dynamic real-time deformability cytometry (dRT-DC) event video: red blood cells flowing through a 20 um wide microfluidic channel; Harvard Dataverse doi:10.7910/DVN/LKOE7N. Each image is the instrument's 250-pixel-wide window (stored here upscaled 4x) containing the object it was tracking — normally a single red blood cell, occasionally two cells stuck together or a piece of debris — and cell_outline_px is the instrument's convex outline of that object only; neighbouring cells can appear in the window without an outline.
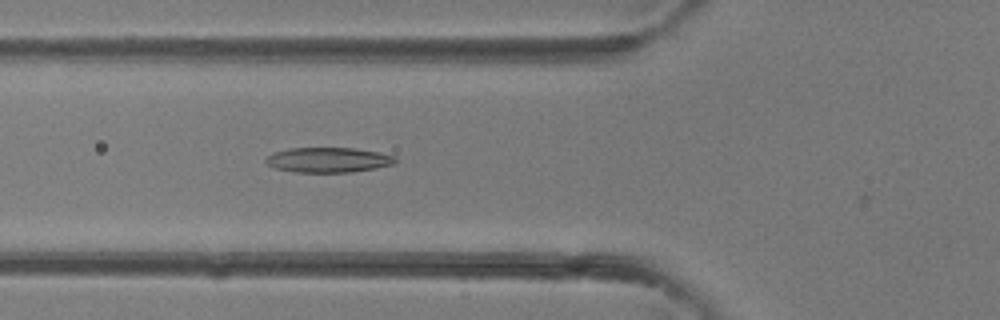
{"species": "common noctule bat (a hibernating species)", "species_latin": "Nyctalus noctula", "temperature_condition": "room temperature", "stored_images_in_passage": 8, "camera_frame_rate_fps": 3000, "um_per_image_px": 0.085, "animal": {"sex": "female"}, "frame": {"image": 1, "passage_image": 7, "time_ms": 2.0, "image_size_px": [1000, 320], "cell_outline_px": [[396, 164], [376, 168], [352, 172], [296, 172], [276, 168], [268, 164], [264, 160], [268, 156], [276, 152], [288, 148], [356, 148], [380, 152], [396, 156]], "centroid_in_image_um": [27.97, 13.59], "position_along_channel_um": 97.8, "area_um2": 18.9}}